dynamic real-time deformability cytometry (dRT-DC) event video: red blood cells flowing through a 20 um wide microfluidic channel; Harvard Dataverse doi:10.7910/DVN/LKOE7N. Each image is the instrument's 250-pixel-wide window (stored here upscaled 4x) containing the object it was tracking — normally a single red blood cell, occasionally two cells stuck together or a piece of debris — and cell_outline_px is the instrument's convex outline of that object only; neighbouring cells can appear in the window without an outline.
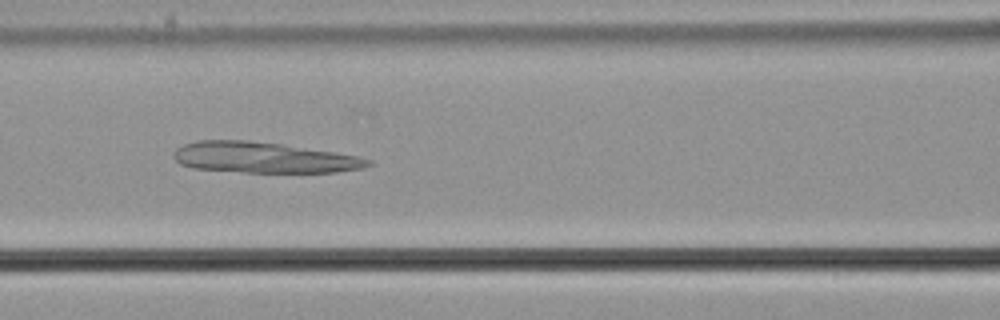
{"species": "common noctule bat (a hibernating species)", "species_latin": "Nyctalus noctula", "temperature_condition": "cold", "stored_images_in_passage": 44, "camera_frame_rate_fps": 3000, "um_per_image_px": 0.085, "animal": {"sex": "male", "body_mass_g": 21.5, "forearm_length_mm": 52.0}, "frame": {"image": 1, "passage_image": 19, "time_ms": 6.0, "image_size_px": [1000, 320], "cell_outline_px": [[372, 164], [364, 168], [336, 172], [244, 172], [192, 168], [180, 164], [172, 156], [176, 148], [184, 144], [196, 140], [248, 140], [280, 144], [336, 152], [356, 156], [372, 160]], "centroid_in_image_um": [22.39, 13.39], "position_along_channel_um": 144.2, "area_um2": 34.85}}
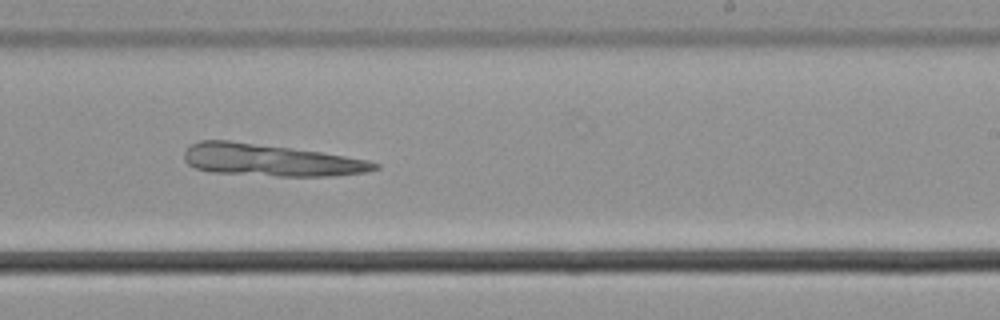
{"frame": {"image": 2, "passage_image": 29, "time_ms": 9.333, "image_size_px": [1000, 320], "cell_outline_px": [[380, 168], [364, 172], [336, 176], [276, 176], [212, 172], [196, 168], [188, 164], [184, 160], [184, 152], [192, 144], [200, 140], [228, 140], [292, 148], [320, 152], [368, 160], [380, 164]], "centroid_in_image_um": [22.99, 13.61], "position_along_channel_um": 266.0, "area_um2": 35.37}}
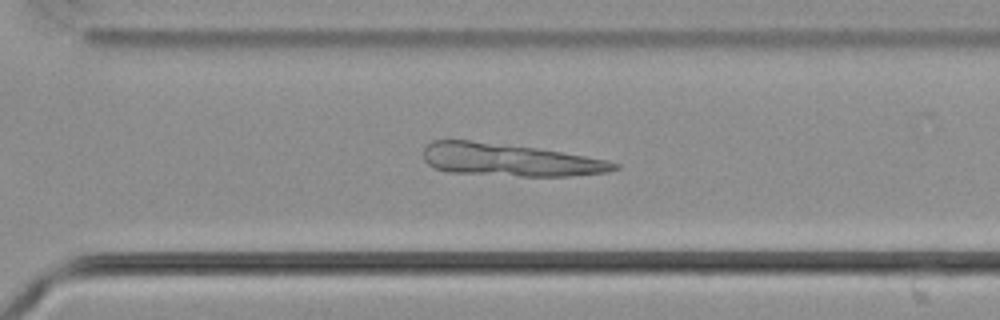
{"frame": {"image": 3, "passage_image": 34, "time_ms": 11.0, "image_size_px": [1000, 320], "cell_outline_px": [[620, 168], [608, 172], [568, 176], [524, 176], [448, 172], [436, 168], [428, 164], [424, 160], [424, 148], [432, 140], [472, 140], [536, 148], [608, 160], [620, 164]], "centroid_in_image_um": [43.32, 13.59], "position_along_channel_um": 327.3, "area_um2": 36.01}}